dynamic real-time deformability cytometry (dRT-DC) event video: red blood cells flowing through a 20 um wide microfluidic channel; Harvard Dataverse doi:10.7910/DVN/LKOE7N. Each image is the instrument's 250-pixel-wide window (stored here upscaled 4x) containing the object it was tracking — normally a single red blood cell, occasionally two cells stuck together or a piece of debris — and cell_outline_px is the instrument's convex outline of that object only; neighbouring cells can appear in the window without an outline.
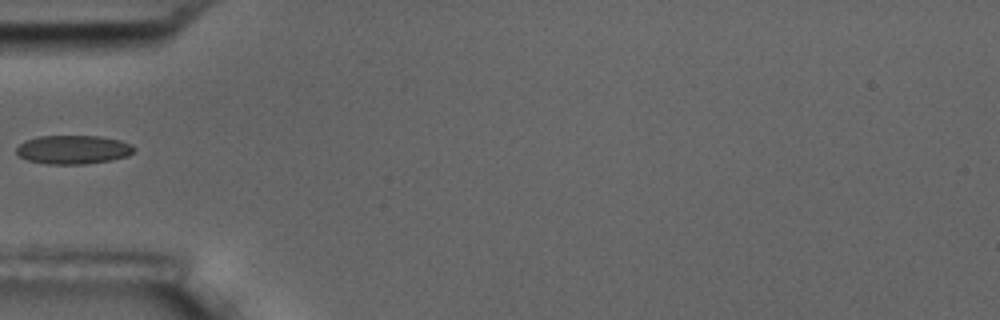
{"species": "common noctule bat (a hibernating species)", "species_latin": "Nyctalus noctula", "temperature_condition": "room temperature", "stored_images_in_passage": 3, "camera_frame_rate_fps": 3000, "um_per_image_px": 0.085, "animal": {"sex": "male", "body_mass_g": 17.5, "forearm_length_mm": 52.3}, "frame": {"image": 1, "passage_image": 2, "time_ms": 1.333, "image_size_px": [1000, 320], "cell_outline_px": [[136, 148], [128, 156], [112, 160], [84, 164], [48, 164], [28, 160], [20, 156], [16, 152], [16, 148], [24, 140], [40, 136], [100, 136], [120, 140], [132, 144]], "centroid_in_image_um": [6.24, 12.71], "position_along_channel_um": 78.8, "area_um2": 19.77}}